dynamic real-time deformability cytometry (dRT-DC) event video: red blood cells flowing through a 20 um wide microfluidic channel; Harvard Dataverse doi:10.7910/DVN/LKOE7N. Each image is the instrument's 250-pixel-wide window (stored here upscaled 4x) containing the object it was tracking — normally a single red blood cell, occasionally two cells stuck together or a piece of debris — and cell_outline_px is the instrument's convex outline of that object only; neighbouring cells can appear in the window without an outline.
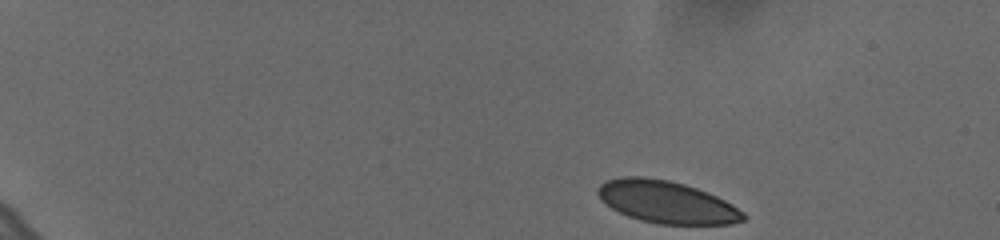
{"species": "human", "species_latin": "Homo sapiens", "temperature_condition": "cold", "stored_images_in_passage": 12, "camera_frame_rate_fps": 3000, "um_per_image_px": 0.085, "donor": {"sex": "female"}, "frame": {"image": 1, "passage_image": 1, "time_ms": 0.0, "image_size_px": [1000, 240], "cell_outline_px": [[748, 216], [744, 220], [732, 224], [660, 224], [640, 220], [628, 216], [612, 208], [600, 200], [596, 192], [596, 188], [604, 180], [624, 176], [644, 176], [668, 180], [684, 184], [708, 192], [732, 204], [744, 212]], "centroid_in_image_um": [56.64, 17.16], "position_along_channel_um": 28.4, "area_um2": 36.07}}
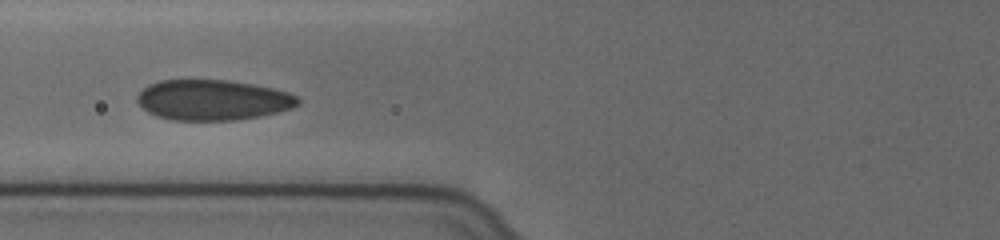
{"frame": {"image": 2, "passage_image": 9, "time_ms": 2.667, "image_size_px": [1000, 240], "cell_outline_px": [[300, 104], [292, 108], [260, 116], [232, 120], [172, 120], [156, 116], [148, 112], [136, 100], [136, 96], [148, 84], [160, 80], [228, 80], [252, 84], [272, 88], [288, 92], [296, 96], [300, 100]], "centroid_in_image_um": [18.07, 8.5], "position_along_channel_um": 107.7, "area_um2": 37.8}}
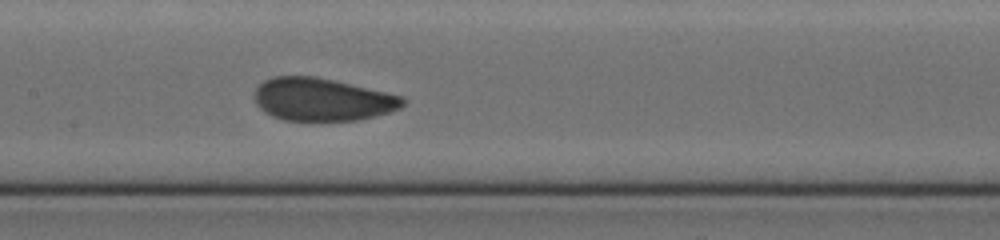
{"frame": {"image": 3, "passage_image": 12, "time_ms": 3.667, "image_size_px": [1000, 240], "cell_outline_px": [[408, 100], [400, 108], [388, 112], [356, 120], [284, 120], [272, 116], [264, 112], [256, 104], [252, 96], [256, 88], [264, 80], [272, 76], [316, 76], [404, 96]], "centroid_in_image_um": [27.36, 8.44], "position_along_channel_um": 180.0, "area_um2": 37.05}}